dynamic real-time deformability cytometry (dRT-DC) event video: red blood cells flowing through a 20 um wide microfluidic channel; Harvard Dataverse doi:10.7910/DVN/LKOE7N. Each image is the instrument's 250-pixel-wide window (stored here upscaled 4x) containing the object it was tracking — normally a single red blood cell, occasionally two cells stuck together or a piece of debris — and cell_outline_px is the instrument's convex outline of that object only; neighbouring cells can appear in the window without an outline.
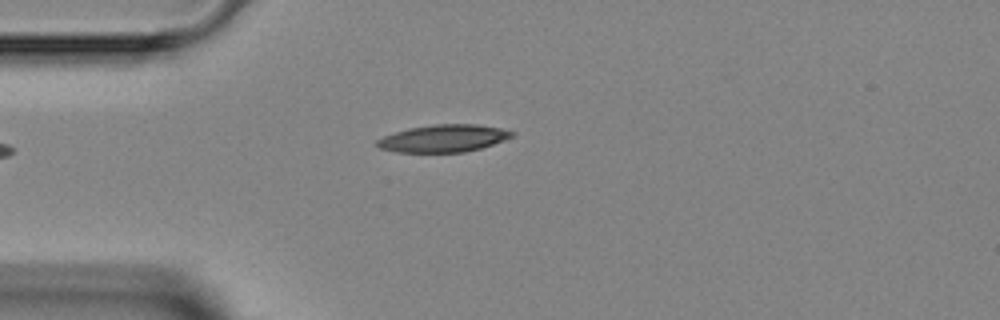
{"species": "Egyptian fruit bat (a non-hibernating species)", "species_latin": "Rousettus aegyptiacus", "temperature_condition": "room temperature", "stored_images_in_passage": 5, "camera_frame_rate_fps": 3000, "um_per_image_px": 0.085, "animal": {"sex": "female"}, "frame": {"image": 1, "passage_image": 4, "time_ms": 22.0, "image_size_px": [1000, 320], "cell_outline_px": [[516, 132], [512, 136], [504, 140], [480, 148], [464, 152], [396, 152], [380, 148], [376, 144], [376, 140], [384, 136], [408, 128], [432, 124], [476, 124], [500, 128]], "centroid_in_image_um": [37.69, 11.75], "position_along_channel_um": 47.3, "area_um2": 21.39}}